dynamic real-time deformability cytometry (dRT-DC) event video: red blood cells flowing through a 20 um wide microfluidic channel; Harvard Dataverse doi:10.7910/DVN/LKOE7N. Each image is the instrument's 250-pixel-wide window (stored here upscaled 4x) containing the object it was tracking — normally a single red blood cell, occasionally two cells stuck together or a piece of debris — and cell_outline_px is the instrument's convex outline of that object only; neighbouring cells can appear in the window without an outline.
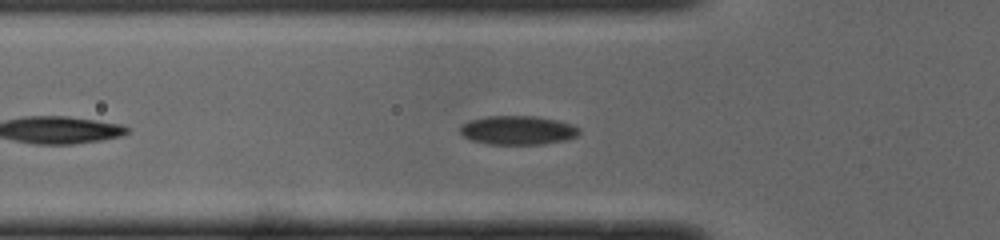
{"species": "common noctule bat (a hibernating species)", "species_latin": "Nyctalus noctula", "temperature_condition": "cold", "stored_images_in_passage": 43, "camera_frame_rate_fps": 3000, "um_per_image_px": 0.085, "animal": {"sex": "male", "body_mass_g": 19.0, "forearm_length_mm": 50.8}, "frame": {"image": 1, "passage_image": 6, "time_ms": 1.667, "image_size_px": [1000, 240], "cell_outline_px": [[580, 132], [576, 136], [568, 140], [544, 144], [488, 144], [472, 140], [464, 136], [460, 132], [460, 124], [468, 120], [488, 116], [536, 116], [556, 120], [572, 124], [580, 128]], "centroid_in_image_um": [44.02, 11.07], "position_along_channel_um": 81.8, "area_um2": 20.23}}
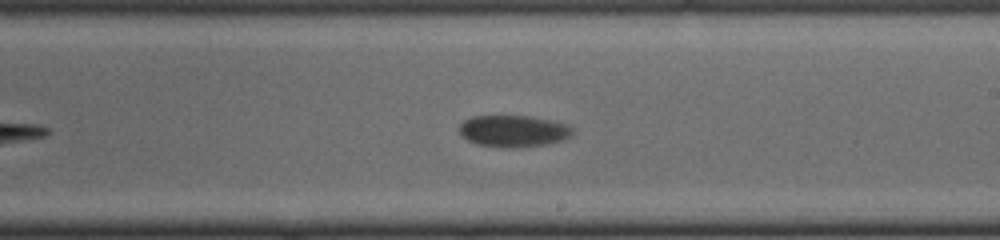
{"frame": {"image": 2, "passage_image": 19, "time_ms": 6.0, "image_size_px": [1000, 240], "cell_outline_px": [[572, 136], [564, 140], [544, 144], [516, 148], [512, 148], [476, 144], [468, 140], [460, 132], [460, 124], [464, 120], [472, 116], [532, 116], [552, 120], [568, 124], [572, 128]], "centroid_in_image_um": [43.68, 11.13], "position_along_channel_um": 245.3, "area_um2": 20.92}}
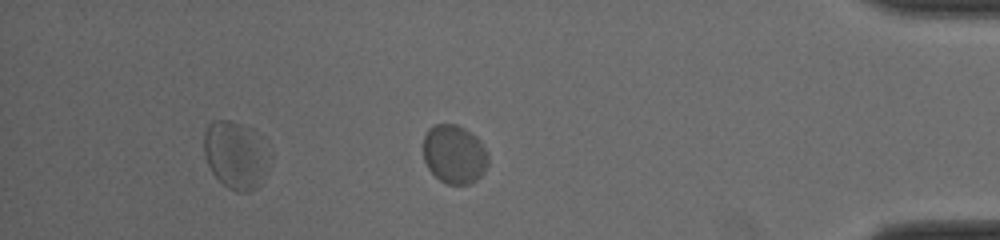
{"frame": {"image": 3, "passage_image": 34, "time_ms": 11.0, "image_size_px": [1000, 240], "cell_outline_px": [[488, 164], [484, 172], [476, 180], [468, 184], [448, 184], [440, 180], [428, 168], [424, 160], [424, 136], [428, 128], [436, 124], [456, 124], [464, 128], [476, 136], [480, 140], [488, 156]], "centroid_in_image_um": [38.62, 13.1], "position_along_channel_um": 396.6, "area_um2": 22.2}, "authors_computed_cell_mechanics": {"area_um2": 20.9814, "velocity_mm_per_s": 3.7778, "shape_relaxation_time_tau1_ms": 8.4849, "shape_relaxation_time_tau2_ms": 0.5053, "deformation_change_tau1": 0.0931, "deformation_change_tau2": 0.0191}}